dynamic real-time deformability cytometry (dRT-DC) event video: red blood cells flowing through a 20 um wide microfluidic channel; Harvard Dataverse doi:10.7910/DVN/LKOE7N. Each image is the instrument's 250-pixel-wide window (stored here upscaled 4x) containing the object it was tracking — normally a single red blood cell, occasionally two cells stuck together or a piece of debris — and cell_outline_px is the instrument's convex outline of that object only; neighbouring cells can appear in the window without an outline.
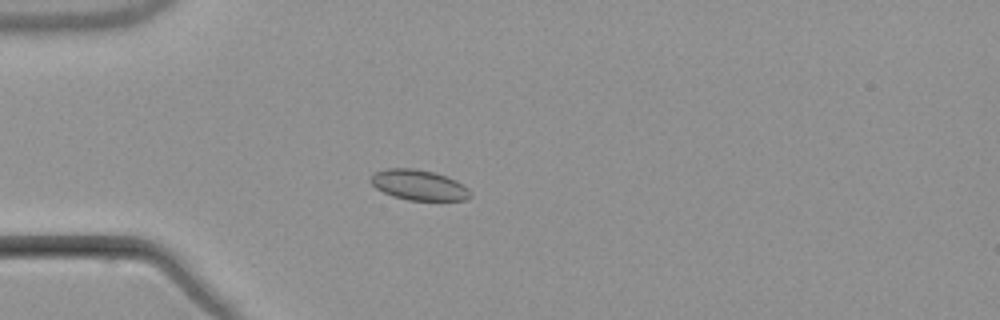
{"species": "common noctule bat (a hibernating species)", "species_latin": "Nyctalus noctula", "temperature_condition": "warm", "stored_images_in_passage": 3, "camera_frame_rate_fps": 3000, "um_per_image_px": 0.085, "animal": {"sex": "male", "body_mass_g": 21.5, "forearm_length_mm": 52.0}, "frame": {"image": 1, "passage_image": 3, "time_ms": 2.333, "image_size_px": [1000, 320], "cell_outline_px": [[472, 196], [464, 200], [408, 200], [392, 196], [376, 188], [368, 180], [376, 172], [388, 168], [412, 168], [432, 172], [448, 176], [456, 180], [468, 188]], "centroid_in_image_um": [35.6, 15.73], "position_along_channel_um": 49.4, "area_um2": 17.57}}